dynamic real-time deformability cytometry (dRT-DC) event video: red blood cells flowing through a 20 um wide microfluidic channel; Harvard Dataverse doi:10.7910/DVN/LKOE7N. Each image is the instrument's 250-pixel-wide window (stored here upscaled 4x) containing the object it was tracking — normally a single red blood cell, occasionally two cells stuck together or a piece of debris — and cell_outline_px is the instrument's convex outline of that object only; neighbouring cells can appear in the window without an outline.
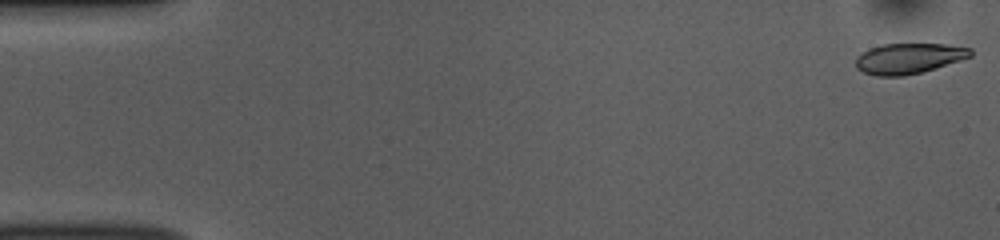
{"species": "common noctule bat (a hibernating species)", "species_latin": "Nyctalus noctula", "temperature_condition": "room temperature", "stored_images_in_passage": 53, "camera_frame_rate_fps": 3000, "um_per_image_px": 0.085, "animal": {"sex": "female", "body_mass_g": 10.0, "forearm_length_mm": 53.1}, "frame": {"image": 1, "passage_image": 1, "time_ms": 0.0, "image_size_px": [1000, 240], "cell_outline_px": [[972, 56], [960, 60], [920, 72], [904, 76], [876, 76], [864, 72], [856, 68], [856, 56], [868, 48], [880, 44], [944, 44], [972, 48]], "centroid_in_image_um": [77.2, 4.95], "position_along_channel_um": 7.8, "area_um2": 20.35}}
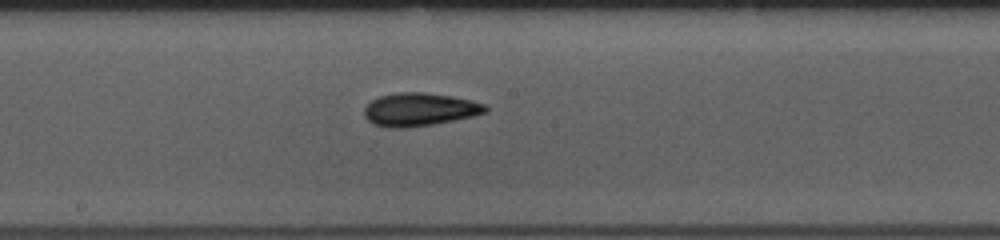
{"frame": {"image": 2, "passage_image": 28, "time_ms": 9.0, "image_size_px": [1000, 240], "cell_outline_px": [[488, 112], [472, 116], [432, 124], [408, 128], [392, 128], [376, 124], [368, 120], [364, 116], [364, 108], [372, 100], [380, 96], [400, 92], [424, 92], [452, 96], [472, 100], [484, 104], [488, 108]], "centroid_in_image_um": [35.67, 9.3], "position_along_channel_um": 212.5, "area_um2": 23.24}}
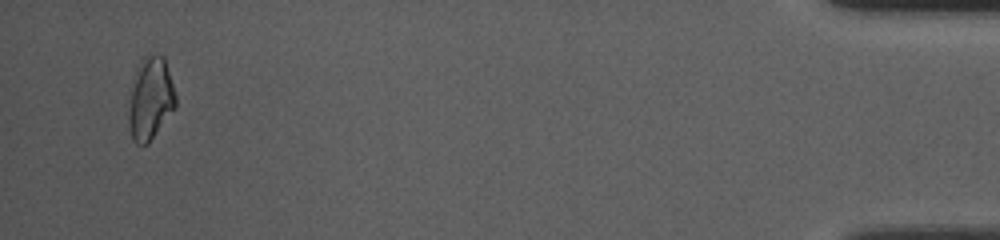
{"frame": {"image": 3, "passage_image": 51, "time_ms": 16.667, "image_size_px": [1000, 240], "cell_outline_px": [[176, 108], [148, 144], [136, 144], [132, 140], [128, 124], [128, 112], [132, 88], [140, 60], [144, 56], [164, 56], [176, 96]], "centroid_in_image_um": [12.8, 8.45], "position_along_channel_um": 422.4, "area_um2": 22.37}, "authors_computed_cell_mechanics": {"area_um2": 21.5594, "velocity_mm_per_s": 3.7869, "shape_relaxation_time_tau1_ms": 3.0158, "shape_relaxation_time_tau2_ms": 5.1364, "deformation_change_tau1": 0.1102, "deformation_change_tau2": 0.1145}}